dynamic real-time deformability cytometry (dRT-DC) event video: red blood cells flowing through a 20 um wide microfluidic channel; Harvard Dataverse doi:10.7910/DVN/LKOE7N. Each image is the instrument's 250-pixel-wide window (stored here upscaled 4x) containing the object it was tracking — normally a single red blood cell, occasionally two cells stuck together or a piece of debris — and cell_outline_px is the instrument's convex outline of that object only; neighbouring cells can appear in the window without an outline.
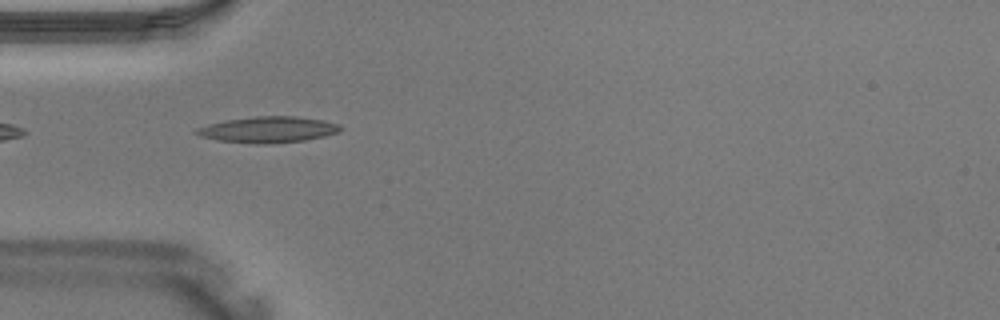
{"species": "Egyptian fruit bat (a non-hibernating species)", "species_latin": "Rousettus aegyptiacus", "temperature_condition": "warm", "stored_images_in_passage": 29, "camera_frame_rate_fps": 3000, "um_per_image_px": 0.085, "animal": {"sex": "male"}, "frame": {"image": 1, "passage_image": 1, "time_ms": 0.0, "image_size_px": [1000, 320], "cell_outline_px": [[344, 128], [336, 132], [324, 136], [304, 140], [264, 144], [260, 144], [220, 140], [200, 136], [192, 132], [196, 128], [208, 124], [224, 120], [256, 116], [296, 116], [324, 120], [340, 124]], "centroid_in_image_um": [22.78, 11.0], "position_along_channel_um": 62.2, "area_um2": 21.79}}
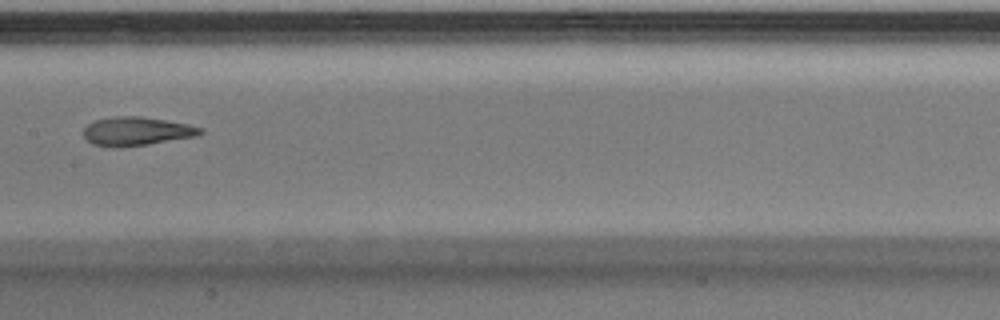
{"frame": {"image": 2, "passage_image": 9, "time_ms": 2.667, "image_size_px": [1000, 320], "cell_outline_px": [[204, 132], [196, 136], [148, 144], [92, 144], [84, 136], [84, 128], [88, 124], [96, 120], [112, 116], [140, 116], [188, 124], [204, 128]], "centroid_in_image_um": [11.68, 11.1], "position_along_channel_um": 195.7, "area_um2": 18.67}}